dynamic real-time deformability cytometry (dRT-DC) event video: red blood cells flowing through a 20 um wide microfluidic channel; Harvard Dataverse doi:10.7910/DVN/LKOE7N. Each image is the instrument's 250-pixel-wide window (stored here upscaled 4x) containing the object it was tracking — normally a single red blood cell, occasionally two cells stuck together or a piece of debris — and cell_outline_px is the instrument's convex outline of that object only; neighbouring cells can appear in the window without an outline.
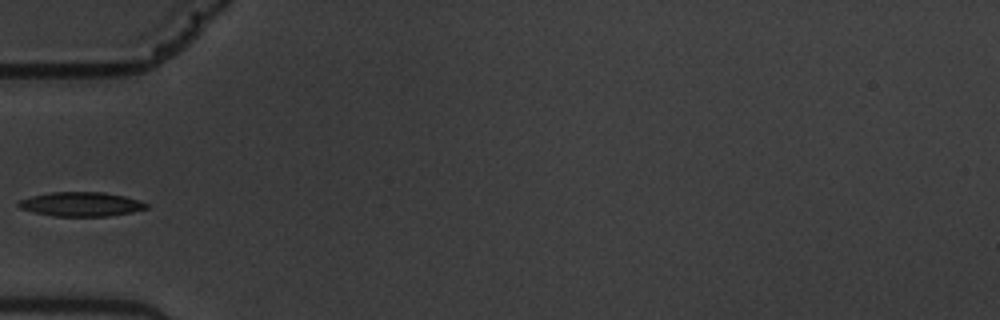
{"species": "common noctule bat (a hibernating species)", "species_latin": "Nyctalus noctula", "temperature_condition": "warm", "stored_images_in_passage": 39, "camera_frame_rate_fps": 3000, "um_per_image_px": 0.085, "animal": {"sex": "male", "body_mass_g": 19.5, "forearm_length_mm": 54.6}, "frame": {"image": 1, "passage_image": 1, "time_ms": 0.0, "image_size_px": [1000, 320], "cell_outline_px": [[148, 208], [132, 212], [108, 216], [52, 216], [20, 208], [16, 204], [20, 200], [32, 196], [52, 192], [104, 192], [124, 196], [140, 200], [148, 204]], "centroid_in_image_um": [6.92, 17.35], "position_along_channel_um": 78.1, "area_um2": 17.98}}
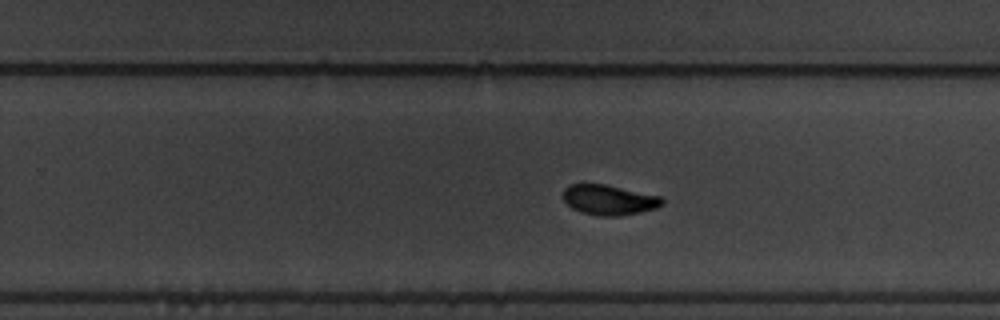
{"frame": {"image": 2, "passage_image": 18, "time_ms": 5.667, "image_size_px": [1000, 320], "cell_outline_px": [[664, 204], [656, 208], [640, 212], [620, 216], [600, 216], [580, 212], [572, 208], [560, 196], [564, 188], [568, 184], [604, 184], [660, 196], [664, 200]], "centroid_in_image_um": [51.73, 16.99], "position_along_channel_um": 278.1, "area_um2": 17.51}}
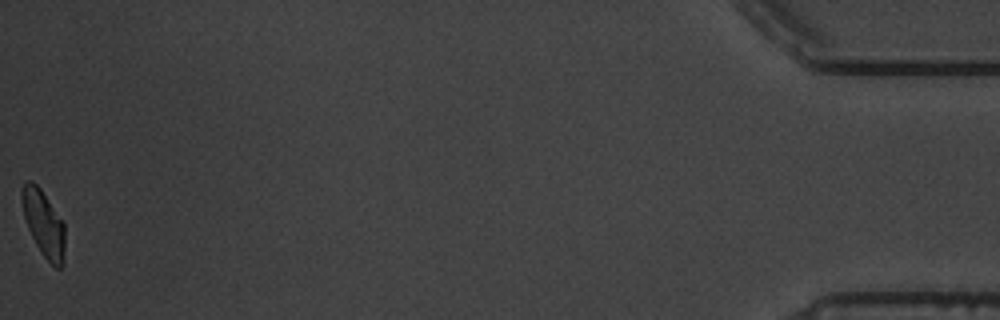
{"frame": {"image": 3, "passage_image": 39, "time_ms": 12.667, "image_size_px": [1000, 320], "cell_outline_px": [[64, 264], [60, 268], [56, 268], [40, 252], [28, 228], [24, 216], [20, 196], [20, 188], [24, 180], [32, 180], [40, 188], [64, 224]], "centroid_in_image_um": [3.68, 18.96], "position_along_channel_um": 431.5, "area_um2": 16.59}}